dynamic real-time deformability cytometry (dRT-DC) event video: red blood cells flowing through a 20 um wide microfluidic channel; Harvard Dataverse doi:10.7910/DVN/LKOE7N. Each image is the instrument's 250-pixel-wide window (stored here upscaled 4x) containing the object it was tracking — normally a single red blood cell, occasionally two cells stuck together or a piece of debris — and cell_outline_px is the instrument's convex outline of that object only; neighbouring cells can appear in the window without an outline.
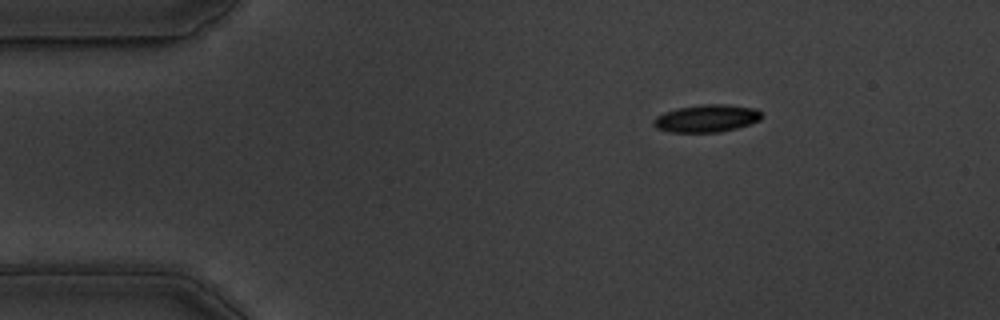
{"species": "common noctule bat (a hibernating species)", "species_latin": "Nyctalus noctula", "temperature_condition": "warm", "stored_images_in_passage": 48, "camera_frame_rate_fps": 3000, "um_per_image_px": 0.085, "animal": {"sex": "male", "body_mass_g": 19.5, "forearm_length_mm": 54.6}, "frame": {"image": 1, "passage_image": 1, "time_ms": 0.0, "image_size_px": [1000, 320], "cell_outline_px": [[764, 116], [760, 120], [736, 128], [720, 132], [668, 132], [656, 128], [652, 124], [652, 120], [656, 116], [664, 112], [676, 108], [704, 104], [724, 104], [756, 108]], "centroid_in_image_um": [60.03, 10.06], "position_along_channel_um": 25.0, "area_um2": 17.46}}
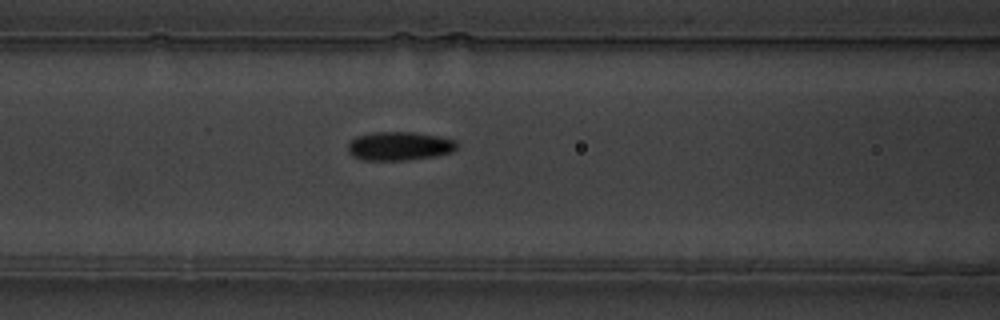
{"frame": {"image": 2, "passage_image": 15, "time_ms": 4.667, "image_size_px": [1000, 320], "cell_outline_px": [[456, 148], [452, 152], [436, 156], [408, 160], [364, 160], [352, 156], [348, 152], [348, 144], [356, 136], [372, 132], [416, 132], [440, 136], [456, 140]], "centroid_in_image_um": [33.95, 12.41], "position_along_channel_um": 132.7, "area_um2": 18.38}}
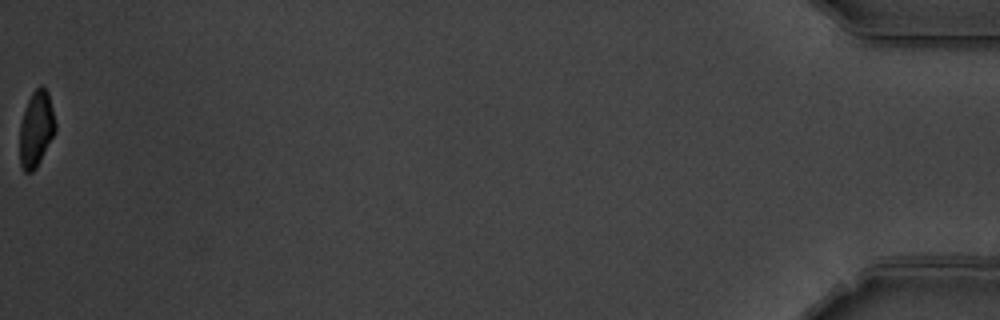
{"frame": {"image": 3, "passage_image": 48, "time_ms": 15.667, "image_size_px": [1000, 320], "cell_outline_px": [[56, 132], [36, 168], [32, 172], [24, 172], [20, 164], [20, 124], [28, 100], [32, 92], [40, 84], [48, 92], [56, 124]], "centroid_in_image_um": [3.08, 10.97], "position_along_channel_um": 432.1, "area_um2": 15.72}, "authors_computed_cell_mechanics": {"area_um2": 17.5712, "velocity_mm_per_s": 3.6488, "shape_relaxation_time_tau1_ms": 3.8656, "shape_relaxation_time_tau2_ms": 5.622, "deformation_change_tau1": 0.1399, "deformation_change_tau2": 0.1073}}